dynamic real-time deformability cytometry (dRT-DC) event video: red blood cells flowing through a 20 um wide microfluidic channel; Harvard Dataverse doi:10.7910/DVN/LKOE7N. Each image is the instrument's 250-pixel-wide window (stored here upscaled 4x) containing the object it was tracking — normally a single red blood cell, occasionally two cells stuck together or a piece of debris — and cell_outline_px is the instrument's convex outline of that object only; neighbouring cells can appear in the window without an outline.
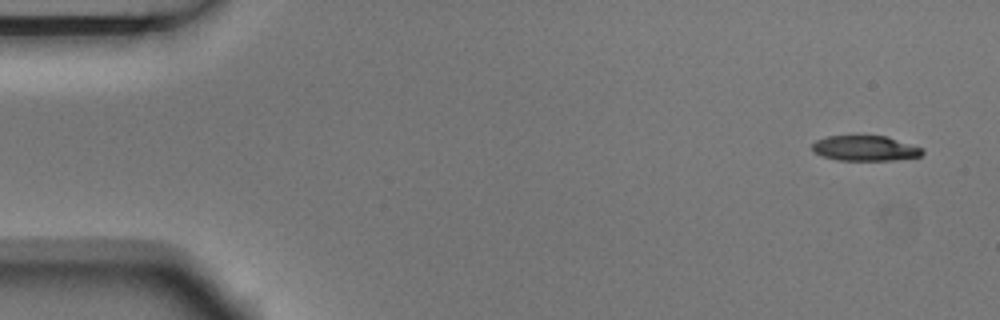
{"species": "Egyptian fruit bat (a non-hibernating species)", "species_latin": "Rousettus aegyptiacus", "temperature_condition": "room temperature", "stored_images_in_passage": 9, "camera_frame_rate_fps": 3000, "um_per_image_px": 0.085, "animal": {"sex": "male"}, "frame": {"image": 1, "passage_image": 1, "time_ms": 0.0, "image_size_px": [1000, 320], "cell_outline_px": [[924, 152], [920, 156], [896, 160], [836, 160], [824, 156], [816, 152], [812, 148], [812, 144], [816, 140], [828, 136], [888, 136], [924, 148]], "centroid_in_image_um": [73.59, 12.6], "position_along_channel_um": 11.4, "area_um2": 16.18}}
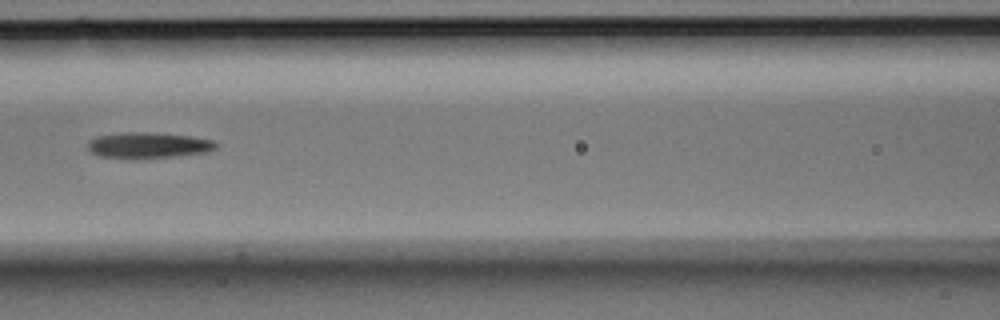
{"frame": {"image": 2, "passage_image": 7, "time_ms": 2.0, "image_size_px": [1000, 320], "cell_outline_px": [[216, 148], [208, 152], [172, 156], [132, 160], [100, 156], [92, 152], [88, 148], [88, 140], [96, 136], [124, 132], [148, 132], [188, 136], [212, 140], [216, 144]], "centroid_in_image_um": [12.54, 12.36], "position_along_channel_um": 154.1, "area_um2": 19.42}}
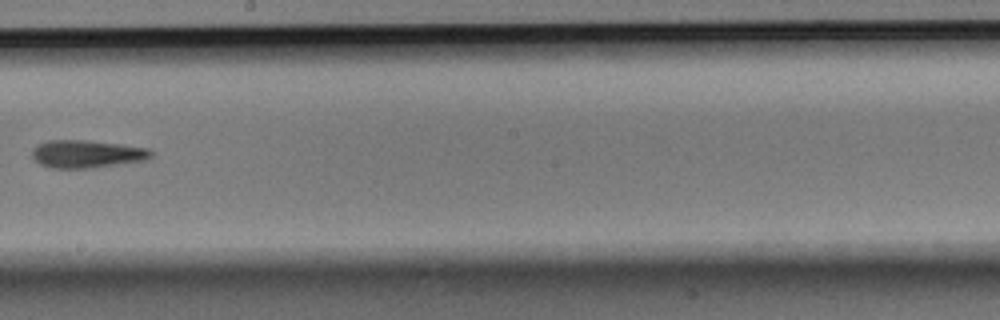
{"frame": {"image": 3, "passage_image": 9, "time_ms": 2.667, "image_size_px": [1000, 320], "cell_outline_px": [[152, 156], [144, 160], [92, 168], [52, 168], [40, 164], [32, 156], [32, 148], [36, 144], [48, 140], [84, 140], [120, 144], [152, 148]], "centroid_in_image_um": [7.37, 13.08], "position_along_channel_um": 240.8, "area_um2": 19.31}}